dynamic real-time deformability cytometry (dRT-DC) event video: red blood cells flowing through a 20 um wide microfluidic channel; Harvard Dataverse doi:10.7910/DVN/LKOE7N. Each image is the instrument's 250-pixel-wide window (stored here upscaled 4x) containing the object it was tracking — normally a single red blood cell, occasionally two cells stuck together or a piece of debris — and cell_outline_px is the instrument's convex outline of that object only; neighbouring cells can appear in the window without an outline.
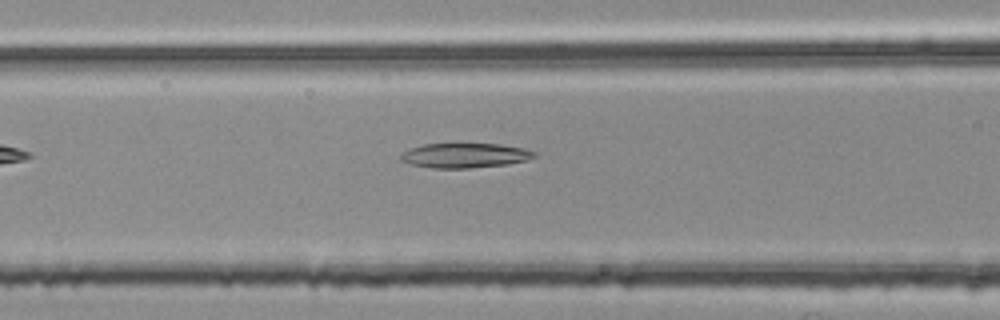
{"species": "common noctule bat (a hibernating species)", "species_latin": "Nyctalus noctula", "temperature_condition": "room temperature", "stored_images_in_passage": 36, "camera_frame_rate_fps": 3000, "um_per_image_px": 0.085, "animal": {"sex": "female", "body_mass_g": 25.1}, "frame": {"image": 1, "passage_image": 7, "time_ms": 2.0, "image_size_px": [1000, 320], "cell_outline_px": [[536, 156], [528, 160], [508, 164], [468, 168], [432, 168], [408, 164], [400, 160], [400, 156], [408, 148], [424, 144], [452, 140], [456, 140], [500, 144], [524, 148], [536, 152]], "centroid_in_image_um": [39.48, 13.15], "position_along_channel_um": 127.1, "area_um2": 20.46}}
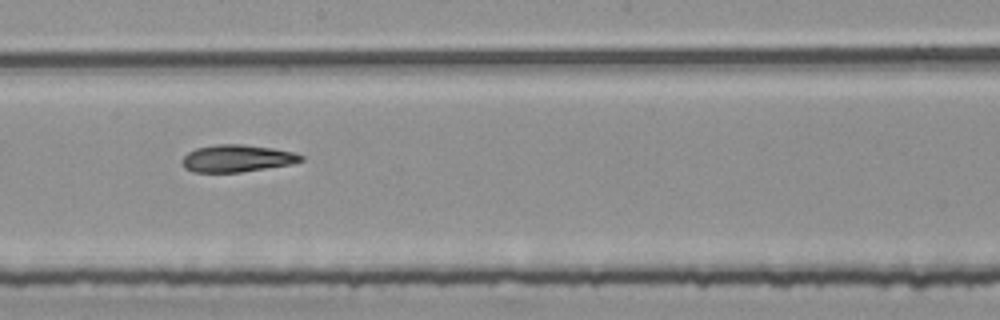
{"frame": {"image": 2, "passage_image": 15, "time_ms": 4.667, "image_size_px": [1000, 320], "cell_outline_px": [[304, 160], [292, 164], [240, 172], [192, 172], [184, 168], [180, 164], [180, 160], [188, 152], [196, 148], [216, 144], [244, 144], [272, 148], [292, 152], [304, 156]], "centroid_in_image_um": [20.1, 13.46], "position_along_channel_um": 228.1, "area_um2": 18.96}}
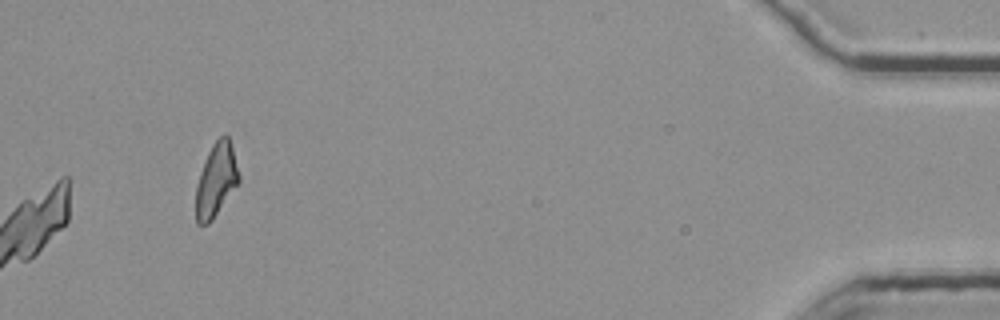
{"frame": {"image": 3, "passage_image": 36, "time_ms": 11.667, "image_size_px": [1000, 320], "cell_outline_px": [[240, 180], [212, 220], [208, 224], [196, 224], [196, 184], [200, 172], [208, 152], [212, 144], [224, 132], [228, 136], [232, 148], [240, 176]], "centroid_in_image_um": [18.36, 15.29], "position_along_channel_um": 416.8, "area_um2": 18.21}}